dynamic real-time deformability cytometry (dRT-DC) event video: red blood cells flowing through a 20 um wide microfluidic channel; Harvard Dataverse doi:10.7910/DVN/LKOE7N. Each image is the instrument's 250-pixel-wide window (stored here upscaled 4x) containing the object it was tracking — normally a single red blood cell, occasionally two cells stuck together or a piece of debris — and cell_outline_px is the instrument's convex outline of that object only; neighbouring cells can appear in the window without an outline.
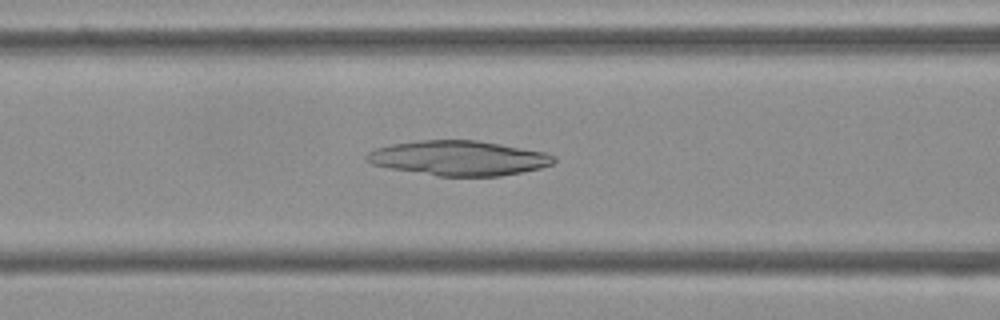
{"species": "Egyptian fruit bat (a non-hibernating species)", "species_latin": "Rousettus aegyptiacus", "temperature_condition": "cold", "stored_images_in_passage": 43, "camera_frame_rate_fps": 3000, "um_per_image_px": 0.085, "frame": {"image": 1, "passage_image": 21, "time_ms": 6.667, "image_size_px": [1000, 320], "cell_outline_px": [[556, 160], [552, 164], [540, 168], [500, 176], [436, 176], [392, 168], [372, 164], [364, 160], [364, 156], [368, 152], [376, 148], [392, 144], [420, 140], [476, 140], [500, 144], [544, 152], [556, 156]], "centroid_in_image_um": [38.98, 13.44], "position_along_channel_um": 127.6, "area_um2": 37.8}}
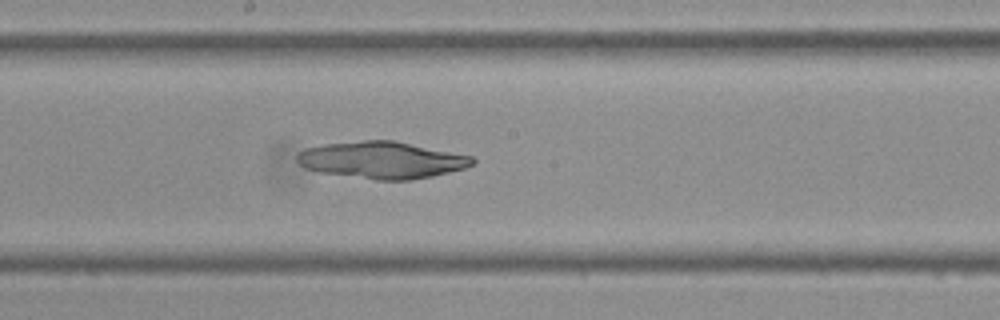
{"frame": {"image": 2, "passage_image": 28, "time_ms": 9.0, "image_size_px": [1000, 320], "cell_outline_px": [[476, 160], [472, 164], [464, 168], [432, 176], [412, 180], [376, 180], [320, 172], [304, 168], [296, 160], [296, 156], [304, 148], [324, 144], [364, 140], [392, 140], [472, 156]], "centroid_in_image_um": [32.43, 13.6], "position_along_channel_um": 215.8, "area_um2": 37.57}}
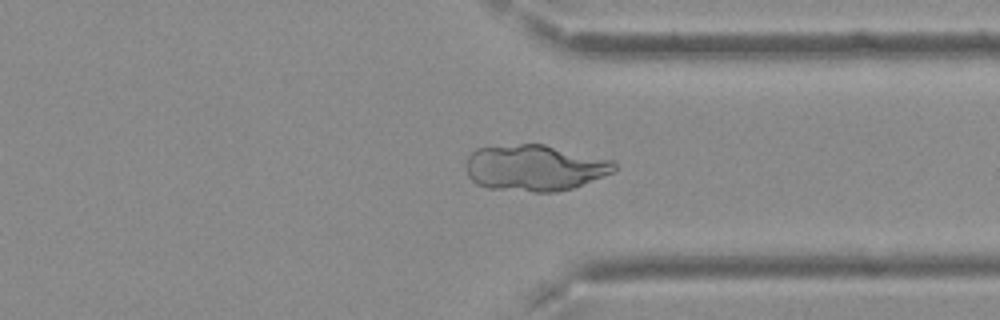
{"frame": {"image": 3, "passage_image": 40, "time_ms": 13.0, "image_size_px": [1000, 320], "cell_outline_px": [[616, 168], [612, 172], [572, 188], [556, 192], [536, 192], [488, 188], [476, 184], [468, 176], [468, 156], [476, 148], [520, 144], [544, 144], [612, 160], [616, 164]], "centroid_in_image_um": [45.44, 14.26], "position_along_channel_um": 366.0, "area_um2": 39.54}}